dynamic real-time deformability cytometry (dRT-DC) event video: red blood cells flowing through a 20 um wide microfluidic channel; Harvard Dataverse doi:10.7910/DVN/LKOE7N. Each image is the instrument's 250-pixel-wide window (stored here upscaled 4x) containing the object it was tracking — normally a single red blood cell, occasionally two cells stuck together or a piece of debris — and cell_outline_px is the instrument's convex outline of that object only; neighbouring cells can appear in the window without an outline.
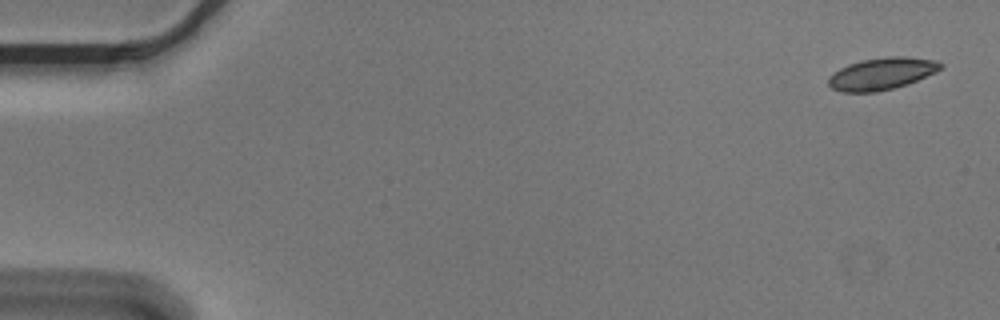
{"species": "Egyptian fruit bat (a non-hibernating species)", "species_latin": "Rousettus aegyptiacus", "temperature_condition": "cold", "stored_images_in_passage": 6, "segment_of_instrument_passage": [1, 2], "camera_frame_rate_fps": 3000, "um_per_image_px": 0.085, "animal": {"sex": "male"}, "frame": {"image": 1, "passage_image": 1, "time_ms": 0.0, "image_size_px": [1000, 320], "cell_outline_px": [[944, 68], [936, 72], [908, 84], [876, 92], [840, 92], [832, 88], [828, 84], [828, 76], [832, 72], [848, 64], [860, 60], [888, 56], [908, 56], [936, 60], [944, 64]], "centroid_in_image_um": [74.96, 6.25], "position_along_channel_um": 10.0, "area_um2": 21.27}}